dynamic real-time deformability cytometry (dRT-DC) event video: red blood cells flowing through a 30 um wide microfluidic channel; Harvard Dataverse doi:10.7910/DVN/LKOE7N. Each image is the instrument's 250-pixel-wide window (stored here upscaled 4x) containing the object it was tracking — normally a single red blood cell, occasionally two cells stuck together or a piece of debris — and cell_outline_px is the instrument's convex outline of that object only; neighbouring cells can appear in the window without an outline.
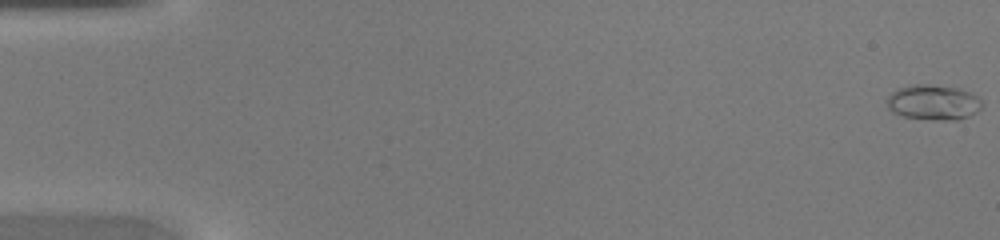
{"species": "common noctule bat (a hibernating species)", "species_latin": "Nyctalus noctula", "temperature_condition": "warm", "stored_images_in_passage": 46, "camera_frame_rate_fps": 3000, "um_per_image_px": 0.085, "animal": {"sex": "female", "body_mass_g": 20.0, "forearm_length_mm": 54.0}, "frame": {"image": 1, "passage_image": 1, "time_ms": 0.0, "image_size_px": [1000, 240], "cell_outline_px": [[984, 104], [976, 112], [968, 116], [956, 120], [932, 120], [904, 116], [892, 112], [888, 108], [888, 96], [892, 92], [900, 88], [912, 84], [928, 84], [956, 88], [980, 96]], "centroid_in_image_um": [79.36, 8.7], "position_along_channel_um": 5.6, "area_um2": 19.48}}
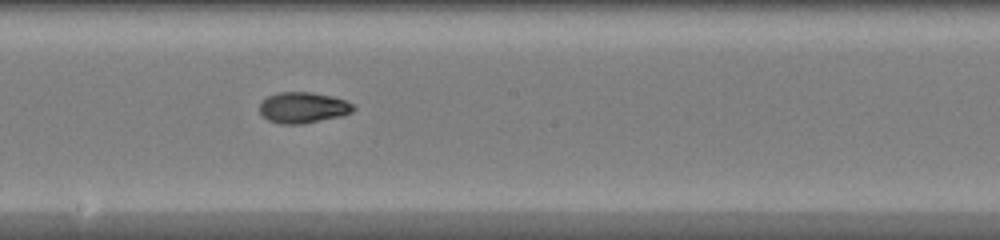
{"frame": {"image": 2, "passage_image": 26, "time_ms": 8.333, "image_size_px": [1000, 240], "cell_outline_px": [[356, 108], [352, 112], [340, 116], [300, 124], [280, 124], [268, 120], [260, 112], [260, 100], [276, 92], [308, 92], [332, 96], [344, 100], [352, 104]], "centroid_in_image_um": [25.72, 9.14], "position_along_channel_um": 222.5, "area_um2": 16.82}}
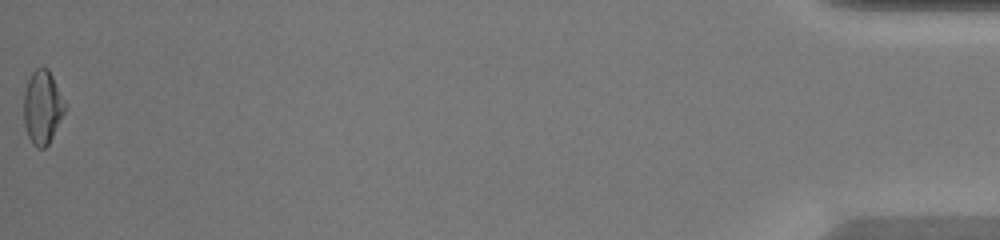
{"frame": {"image": 3, "passage_image": 46, "time_ms": 15.0, "image_size_px": [1000, 240], "cell_outline_px": [[64, 112], [48, 144], [44, 148], [36, 148], [32, 144], [28, 136], [24, 124], [24, 92], [28, 80], [32, 72], [36, 68], [48, 68], [64, 100]], "centroid_in_image_um": [3.58, 9.12], "position_along_channel_um": 431.6, "area_um2": 17.28}}